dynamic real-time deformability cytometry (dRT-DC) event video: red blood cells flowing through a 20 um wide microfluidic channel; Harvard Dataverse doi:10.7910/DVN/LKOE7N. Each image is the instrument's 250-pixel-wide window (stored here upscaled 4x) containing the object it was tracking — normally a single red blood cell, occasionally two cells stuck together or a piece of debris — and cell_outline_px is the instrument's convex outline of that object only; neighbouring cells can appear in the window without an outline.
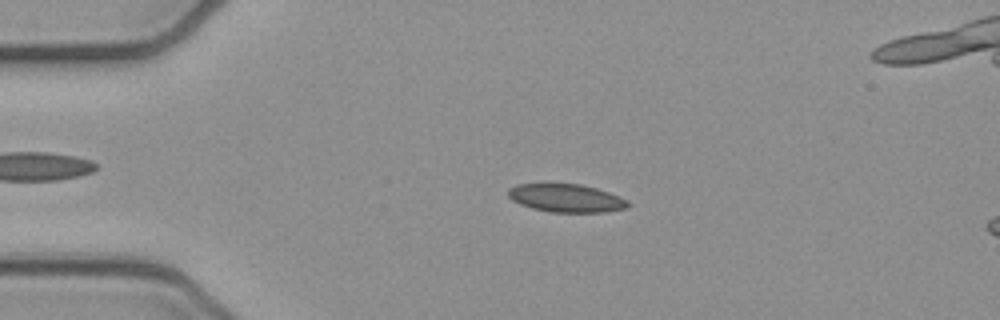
{"species": "common noctule bat (a hibernating species)", "species_latin": "Nyctalus noctula", "temperature_condition": "cold", "stored_images_in_passage": 9, "camera_frame_rate_fps": 3000, "um_per_image_px": 0.085, "animal": {"sex": "female", "body_mass_g": 21.9}, "frame": {"image": 1, "passage_image": 4, "time_ms": 1.0, "image_size_px": [1000, 320], "cell_outline_px": [[628, 208], [604, 212], [552, 212], [532, 208], [520, 204], [512, 200], [508, 196], [508, 188], [516, 184], [580, 184], [596, 188], [620, 196], [628, 200]], "centroid_in_image_um": [48.12, 16.84], "position_along_channel_um": 36.9, "area_um2": 19.59}}